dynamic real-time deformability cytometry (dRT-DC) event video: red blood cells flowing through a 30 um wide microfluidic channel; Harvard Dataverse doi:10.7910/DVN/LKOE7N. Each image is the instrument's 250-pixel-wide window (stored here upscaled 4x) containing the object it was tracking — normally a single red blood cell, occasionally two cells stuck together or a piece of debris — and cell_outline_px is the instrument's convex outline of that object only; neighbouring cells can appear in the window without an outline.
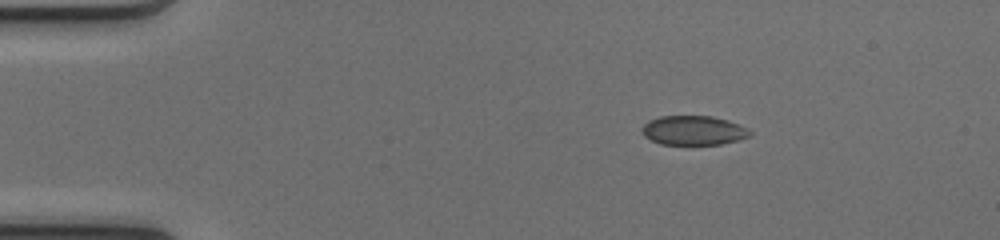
{"species": "common noctule bat (a hibernating species)", "species_latin": "Nyctalus noctula", "temperature_condition": "cold", "stored_images_in_passage": 43, "camera_frame_rate_fps": 3000, "um_per_image_px": 0.085, "animal": {"sex": "female", "body_mass_g": 17.0, "forearm_length_mm": 48.0}, "frame": {"image": 1, "passage_image": 1, "time_ms": 0.0, "image_size_px": [1000, 240], "cell_outline_px": [[752, 136], [740, 140], [720, 144], [660, 144], [644, 136], [640, 132], [644, 124], [648, 120], [660, 116], [712, 116], [728, 120], [740, 124], [748, 128], [752, 132]], "centroid_in_image_um": [58.97, 11.08], "position_along_channel_um": 26.0, "area_um2": 18.67}}
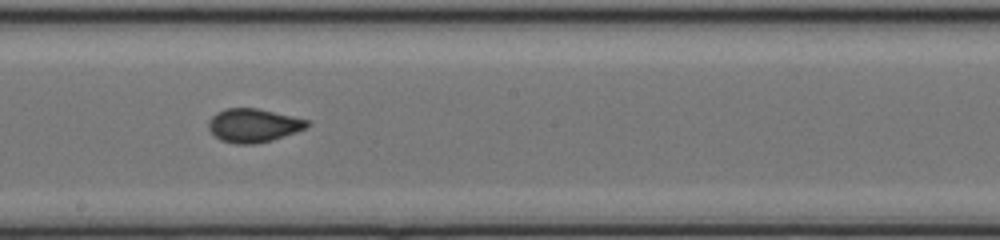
{"frame": {"image": 2, "passage_image": 21, "time_ms": 6.667, "image_size_px": [1000, 240], "cell_outline_px": [[312, 124], [296, 132], [272, 140], [256, 144], [236, 144], [220, 140], [208, 128], [208, 120], [216, 112], [228, 108], [256, 108], [292, 116], [308, 120]], "centroid_in_image_um": [21.53, 10.66], "position_along_channel_um": 226.7, "area_um2": 19.25}}
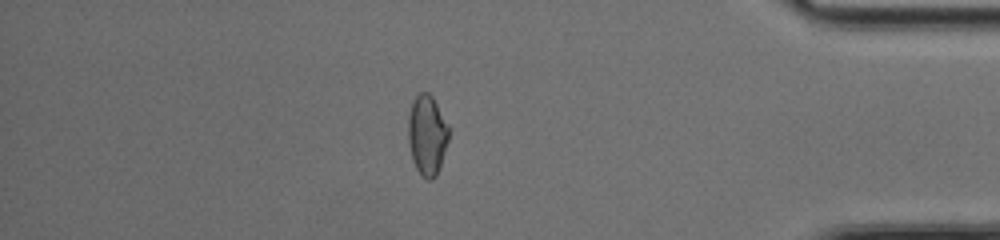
{"frame": {"image": 3, "passage_image": 36, "time_ms": 11.667, "image_size_px": [1000, 240], "cell_outline_px": [[448, 140], [440, 168], [436, 176], [432, 180], [428, 180], [416, 168], [412, 160], [408, 140], [408, 116], [412, 104], [416, 96], [420, 92], [428, 92], [432, 96], [448, 124]], "centroid_in_image_um": [36.3, 11.48], "position_along_channel_um": 398.9, "area_um2": 18.84}, "authors_computed_cell_mechanics": {"area_um2": 19.074, "velocity_mm_per_s": 4.1406, "shape_relaxation_time_tau1_ms": null, "shape_relaxation_time_tau2_ms": 0.8239, "deformation_change_tau1": null, "deformation_change_tau2": 0.0571}}